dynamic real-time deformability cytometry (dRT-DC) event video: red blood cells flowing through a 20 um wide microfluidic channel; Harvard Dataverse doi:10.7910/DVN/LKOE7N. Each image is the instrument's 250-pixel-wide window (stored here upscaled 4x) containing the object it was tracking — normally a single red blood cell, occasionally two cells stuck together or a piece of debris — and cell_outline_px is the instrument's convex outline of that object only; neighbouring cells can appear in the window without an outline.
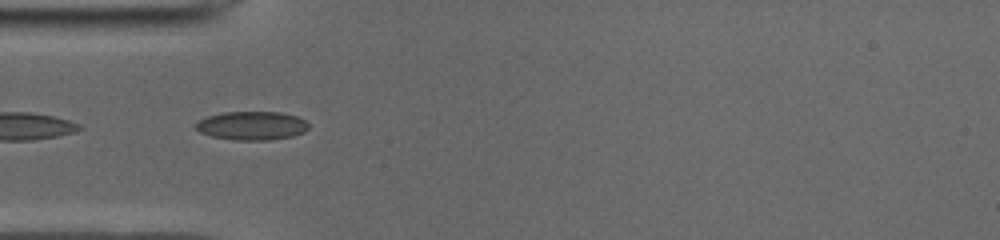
{"species": "common noctule bat (a hibernating species)", "species_latin": "Nyctalus noctula", "temperature_condition": "cold", "stored_images_in_passage": 34, "camera_frame_rate_fps": 3000, "um_per_image_px": 0.085, "animal": {"sex": "male", "body_mass_g": 19.0, "forearm_length_mm": 50.8}, "frame": {"image": 1, "passage_image": 1, "time_ms": 0.0, "image_size_px": [1000, 240], "cell_outline_px": [[308, 128], [304, 132], [292, 136], [268, 140], [236, 140], [212, 136], [200, 132], [196, 128], [196, 120], [208, 116], [224, 112], [280, 112], [296, 116], [304, 120], [308, 124]], "centroid_in_image_um": [21.39, 10.68], "position_along_channel_um": 63.6, "area_um2": 18.73}}
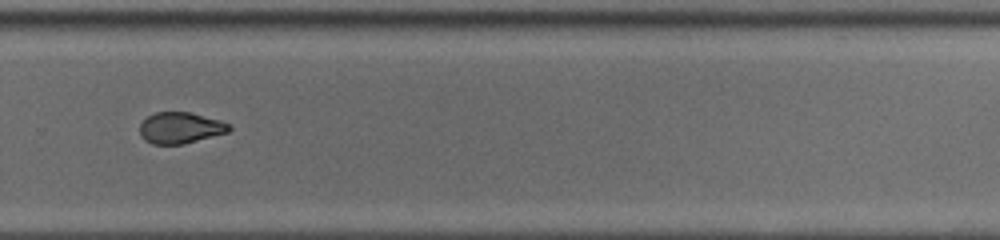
{"frame": {"image": 2, "passage_image": 20, "time_ms": 6.333, "image_size_px": [1000, 240], "cell_outline_px": [[232, 128], [228, 132], [184, 144], [152, 144], [144, 140], [140, 136], [140, 124], [148, 116], [156, 112], [192, 112], [220, 120], [228, 124]], "centroid_in_image_um": [15.32, 10.87], "position_along_channel_um": 314.5, "area_um2": 16.3}, "authors_computed_cell_mechanics": {"area_um2": 17.5134, "velocity_mm_per_s": 3.9707, "shape_relaxation_time_tau1_ms": null, "shape_relaxation_time_tau2_ms": 1.8843, "deformation_change_tau1": null, "deformation_change_tau2": 0.0652}}